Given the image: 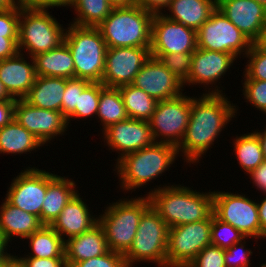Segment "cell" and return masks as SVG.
<instances>
[{
  "mask_svg": "<svg viewBox=\"0 0 266 267\" xmlns=\"http://www.w3.org/2000/svg\"><path fill=\"white\" fill-rule=\"evenodd\" d=\"M135 2L137 6L152 14H162L166 12L165 10L170 5L171 0H135Z\"/></svg>",
  "mask_w": 266,
  "mask_h": 267,
  "instance_id": "cell-47",
  "label": "cell"
},
{
  "mask_svg": "<svg viewBox=\"0 0 266 267\" xmlns=\"http://www.w3.org/2000/svg\"><path fill=\"white\" fill-rule=\"evenodd\" d=\"M96 117L101 122V131L112 124L125 121L129 118L118 88L105 87L100 92Z\"/></svg>",
  "mask_w": 266,
  "mask_h": 267,
  "instance_id": "cell-34",
  "label": "cell"
},
{
  "mask_svg": "<svg viewBox=\"0 0 266 267\" xmlns=\"http://www.w3.org/2000/svg\"><path fill=\"white\" fill-rule=\"evenodd\" d=\"M20 3L11 9L0 11V36L18 37Z\"/></svg>",
  "mask_w": 266,
  "mask_h": 267,
  "instance_id": "cell-44",
  "label": "cell"
},
{
  "mask_svg": "<svg viewBox=\"0 0 266 267\" xmlns=\"http://www.w3.org/2000/svg\"><path fill=\"white\" fill-rule=\"evenodd\" d=\"M76 183L71 178L57 175L48 185L45 200L41 208V223L51 225L66 204L78 192Z\"/></svg>",
  "mask_w": 266,
  "mask_h": 267,
  "instance_id": "cell-27",
  "label": "cell"
},
{
  "mask_svg": "<svg viewBox=\"0 0 266 267\" xmlns=\"http://www.w3.org/2000/svg\"><path fill=\"white\" fill-rule=\"evenodd\" d=\"M168 232V225L150 206L141 216L132 245L123 254L126 266L152 262L166 267Z\"/></svg>",
  "mask_w": 266,
  "mask_h": 267,
  "instance_id": "cell-8",
  "label": "cell"
},
{
  "mask_svg": "<svg viewBox=\"0 0 266 267\" xmlns=\"http://www.w3.org/2000/svg\"><path fill=\"white\" fill-rule=\"evenodd\" d=\"M105 88L102 83H90L82 92L79 94L78 108L67 118L68 125L74 118L79 121L86 118H93L97 115L100 92Z\"/></svg>",
  "mask_w": 266,
  "mask_h": 267,
  "instance_id": "cell-35",
  "label": "cell"
},
{
  "mask_svg": "<svg viewBox=\"0 0 266 267\" xmlns=\"http://www.w3.org/2000/svg\"><path fill=\"white\" fill-rule=\"evenodd\" d=\"M31 252L25 257L35 258H65V241L49 225H43L38 231L26 238ZM30 240V241H29Z\"/></svg>",
  "mask_w": 266,
  "mask_h": 267,
  "instance_id": "cell-30",
  "label": "cell"
},
{
  "mask_svg": "<svg viewBox=\"0 0 266 267\" xmlns=\"http://www.w3.org/2000/svg\"><path fill=\"white\" fill-rule=\"evenodd\" d=\"M197 49L196 31L182 23L154 14L150 54L193 53Z\"/></svg>",
  "mask_w": 266,
  "mask_h": 267,
  "instance_id": "cell-17",
  "label": "cell"
},
{
  "mask_svg": "<svg viewBox=\"0 0 266 267\" xmlns=\"http://www.w3.org/2000/svg\"><path fill=\"white\" fill-rule=\"evenodd\" d=\"M132 85L142 89L156 101L173 99L183 94V82L177 78L159 59L150 58L136 74Z\"/></svg>",
  "mask_w": 266,
  "mask_h": 267,
  "instance_id": "cell-19",
  "label": "cell"
},
{
  "mask_svg": "<svg viewBox=\"0 0 266 267\" xmlns=\"http://www.w3.org/2000/svg\"><path fill=\"white\" fill-rule=\"evenodd\" d=\"M247 176L253 181V186L261 193H266V161H264L259 167L252 170Z\"/></svg>",
  "mask_w": 266,
  "mask_h": 267,
  "instance_id": "cell-49",
  "label": "cell"
},
{
  "mask_svg": "<svg viewBox=\"0 0 266 267\" xmlns=\"http://www.w3.org/2000/svg\"><path fill=\"white\" fill-rule=\"evenodd\" d=\"M231 102L226 94L191 96L189 123L181 143L177 146L178 155L183 157L184 163H200L203 155L206 156L209 148L211 150L232 118H237L238 105Z\"/></svg>",
  "mask_w": 266,
  "mask_h": 267,
  "instance_id": "cell-1",
  "label": "cell"
},
{
  "mask_svg": "<svg viewBox=\"0 0 266 267\" xmlns=\"http://www.w3.org/2000/svg\"><path fill=\"white\" fill-rule=\"evenodd\" d=\"M113 7H128L136 5L135 0H109Z\"/></svg>",
  "mask_w": 266,
  "mask_h": 267,
  "instance_id": "cell-57",
  "label": "cell"
},
{
  "mask_svg": "<svg viewBox=\"0 0 266 267\" xmlns=\"http://www.w3.org/2000/svg\"><path fill=\"white\" fill-rule=\"evenodd\" d=\"M167 184L155 186L144 195L169 228L208 219L213 214V191L199 192L183 184Z\"/></svg>",
  "mask_w": 266,
  "mask_h": 267,
  "instance_id": "cell-2",
  "label": "cell"
},
{
  "mask_svg": "<svg viewBox=\"0 0 266 267\" xmlns=\"http://www.w3.org/2000/svg\"><path fill=\"white\" fill-rule=\"evenodd\" d=\"M258 131L259 130L257 129L254 132L256 133V135L259 138L261 149H262V152H263V158H264V161H266V127H265L264 130L262 129L259 132Z\"/></svg>",
  "mask_w": 266,
  "mask_h": 267,
  "instance_id": "cell-54",
  "label": "cell"
},
{
  "mask_svg": "<svg viewBox=\"0 0 266 267\" xmlns=\"http://www.w3.org/2000/svg\"><path fill=\"white\" fill-rule=\"evenodd\" d=\"M0 267H4V261L0 262Z\"/></svg>",
  "mask_w": 266,
  "mask_h": 267,
  "instance_id": "cell-60",
  "label": "cell"
},
{
  "mask_svg": "<svg viewBox=\"0 0 266 267\" xmlns=\"http://www.w3.org/2000/svg\"><path fill=\"white\" fill-rule=\"evenodd\" d=\"M127 115L131 119L149 121L157 101L132 84L118 87Z\"/></svg>",
  "mask_w": 266,
  "mask_h": 267,
  "instance_id": "cell-32",
  "label": "cell"
},
{
  "mask_svg": "<svg viewBox=\"0 0 266 267\" xmlns=\"http://www.w3.org/2000/svg\"><path fill=\"white\" fill-rule=\"evenodd\" d=\"M9 243L5 239V237L0 232V262L6 260L12 253H8V245Z\"/></svg>",
  "mask_w": 266,
  "mask_h": 267,
  "instance_id": "cell-52",
  "label": "cell"
},
{
  "mask_svg": "<svg viewBox=\"0 0 266 267\" xmlns=\"http://www.w3.org/2000/svg\"><path fill=\"white\" fill-rule=\"evenodd\" d=\"M16 100L0 101V128L6 126L14 119Z\"/></svg>",
  "mask_w": 266,
  "mask_h": 267,
  "instance_id": "cell-50",
  "label": "cell"
},
{
  "mask_svg": "<svg viewBox=\"0 0 266 267\" xmlns=\"http://www.w3.org/2000/svg\"><path fill=\"white\" fill-rule=\"evenodd\" d=\"M48 10L49 8L27 7L20 2L19 52H26L25 55L29 54L33 58L64 42L67 27L64 28Z\"/></svg>",
  "mask_w": 266,
  "mask_h": 267,
  "instance_id": "cell-6",
  "label": "cell"
},
{
  "mask_svg": "<svg viewBox=\"0 0 266 267\" xmlns=\"http://www.w3.org/2000/svg\"><path fill=\"white\" fill-rule=\"evenodd\" d=\"M36 76L75 78L74 62L68 46L59 47L33 57Z\"/></svg>",
  "mask_w": 266,
  "mask_h": 267,
  "instance_id": "cell-28",
  "label": "cell"
},
{
  "mask_svg": "<svg viewBox=\"0 0 266 267\" xmlns=\"http://www.w3.org/2000/svg\"><path fill=\"white\" fill-rule=\"evenodd\" d=\"M250 237H245L240 242L235 243L230 248L225 250L224 261L226 267H250L252 263L250 256H253V251L250 248H245Z\"/></svg>",
  "mask_w": 266,
  "mask_h": 267,
  "instance_id": "cell-41",
  "label": "cell"
},
{
  "mask_svg": "<svg viewBox=\"0 0 266 267\" xmlns=\"http://www.w3.org/2000/svg\"><path fill=\"white\" fill-rule=\"evenodd\" d=\"M44 146L31 132L14 119L0 128V154H29ZM29 152V153H28Z\"/></svg>",
  "mask_w": 266,
  "mask_h": 267,
  "instance_id": "cell-29",
  "label": "cell"
},
{
  "mask_svg": "<svg viewBox=\"0 0 266 267\" xmlns=\"http://www.w3.org/2000/svg\"><path fill=\"white\" fill-rule=\"evenodd\" d=\"M69 7L76 15L70 23L85 27H98L114 8L109 0H72Z\"/></svg>",
  "mask_w": 266,
  "mask_h": 267,
  "instance_id": "cell-31",
  "label": "cell"
},
{
  "mask_svg": "<svg viewBox=\"0 0 266 267\" xmlns=\"http://www.w3.org/2000/svg\"><path fill=\"white\" fill-rule=\"evenodd\" d=\"M80 194L74 195L50 225L64 241L89 231L99 223L98 215H93Z\"/></svg>",
  "mask_w": 266,
  "mask_h": 267,
  "instance_id": "cell-22",
  "label": "cell"
},
{
  "mask_svg": "<svg viewBox=\"0 0 266 267\" xmlns=\"http://www.w3.org/2000/svg\"><path fill=\"white\" fill-rule=\"evenodd\" d=\"M197 48L230 53L240 58L250 50L252 42L217 8L196 31Z\"/></svg>",
  "mask_w": 266,
  "mask_h": 267,
  "instance_id": "cell-11",
  "label": "cell"
},
{
  "mask_svg": "<svg viewBox=\"0 0 266 267\" xmlns=\"http://www.w3.org/2000/svg\"><path fill=\"white\" fill-rule=\"evenodd\" d=\"M19 3L20 0H0V11L16 7Z\"/></svg>",
  "mask_w": 266,
  "mask_h": 267,
  "instance_id": "cell-56",
  "label": "cell"
},
{
  "mask_svg": "<svg viewBox=\"0 0 266 267\" xmlns=\"http://www.w3.org/2000/svg\"><path fill=\"white\" fill-rule=\"evenodd\" d=\"M14 120L31 132L43 145L62 137L70 127L62 112L37 108L23 99H16Z\"/></svg>",
  "mask_w": 266,
  "mask_h": 267,
  "instance_id": "cell-15",
  "label": "cell"
},
{
  "mask_svg": "<svg viewBox=\"0 0 266 267\" xmlns=\"http://www.w3.org/2000/svg\"><path fill=\"white\" fill-rule=\"evenodd\" d=\"M242 92L247 103L262 113L266 111V81L243 79ZM244 81V82H243Z\"/></svg>",
  "mask_w": 266,
  "mask_h": 267,
  "instance_id": "cell-40",
  "label": "cell"
},
{
  "mask_svg": "<svg viewBox=\"0 0 266 267\" xmlns=\"http://www.w3.org/2000/svg\"><path fill=\"white\" fill-rule=\"evenodd\" d=\"M26 56L18 52L12 57L0 60V80L14 99H23L34 85L36 78L34 59ZM27 58H31L30 62Z\"/></svg>",
  "mask_w": 266,
  "mask_h": 267,
  "instance_id": "cell-21",
  "label": "cell"
},
{
  "mask_svg": "<svg viewBox=\"0 0 266 267\" xmlns=\"http://www.w3.org/2000/svg\"><path fill=\"white\" fill-rule=\"evenodd\" d=\"M255 1L263 4L266 7V0H255Z\"/></svg>",
  "mask_w": 266,
  "mask_h": 267,
  "instance_id": "cell-59",
  "label": "cell"
},
{
  "mask_svg": "<svg viewBox=\"0 0 266 267\" xmlns=\"http://www.w3.org/2000/svg\"><path fill=\"white\" fill-rule=\"evenodd\" d=\"M102 135L104 146L119 154L116 160L114 159L116 163L125 155L139 151L155 142L149 121L131 118L108 126L102 131Z\"/></svg>",
  "mask_w": 266,
  "mask_h": 267,
  "instance_id": "cell-18",
  "label": "cell"
},
{
  "mask_svg": "<svg viewBox=\"0 0 266 267\" xmlns=\"http://www.w3.org/2000/svg\"><path fill=\"white\" fill-rule=\"evenodd\" d=\"M68 267H127L122 253L109 250L101 256L76 263H67Z\"/></svg>",
  "mask_w": 266,
  "mask_h": 267,
  "instance_id": "cell-43",
  "label": "cell"
},
{
  "mask_svg": "<svg viewBox=\"0 0 266 267\" xmlns=\"http://www.w3.org/2000/svg\"><path fill=\"white\" fill-rule=\"evenodd\" d=\"M56 176L55 173L28 166L13 178L5 194V200L21 210L36 215L41 221V208L47 185Z\"/></svg>",
  "mask_w": 266,
  "mask_h": 267,
  "instance_id": "cell-13",
  "label": "cell"
},
{
  "mask_svg": "<svg viewBox=\"0 0 266 267\" xmlns=\"http://www.w3.org/2000/svg\"><path fill=\"white\" fill-rule=\"evenodd\" d=\"M213 213L221 221L232 225L245 237L266 239L261 231L257 201L243 193L213 191Z\"/></svg>",
  "mask_w": 266,
  "mask_h": 267,
  "instance_id": "cell-9",
  "label": "cell"
},
{
  "mask_svg": "<svg viewBox=\"0 0 266 267\" xmlns=\"http://www.w3.org/2000/svg\"><path fill=\"white\" fill-rule=\"evenodd\" d=\"M254 44L259 48L266 49V20L262 26L260 35Z\"/></svg>",
  "mask_w": 266,
  "mask_h": 267,
  "instance_id": "cell-55",
  "label": "cell"
},
{
  "mask_svg": "<svg viewBox=\"0 0 266 267\" xmlns=\"http://www.w3.org/2000/svg\"><path fill=\"white\" fill-rule=\"evenodd\" d=\"M5 100H16L14 98H12L7 90L5 89L2 81L0 80V101H5Z\"/></svg>",
  "mask_w": 266,
  "mask_h": 267,
  "instance_id": "cell-58",
  "label": "cell"
},
{
  "mask_svg": "<svg viewBox=\"0 0 266 267\" xmlns=\"http://www.w3.org/2000/svg\"><path fill=\"white\" fill-rule=\"evenodd\" d=\"M42 226L43 224L36 215L11 205L5 199L1 203L0 232L8 243H12L13 237L25 240Z\"/></svg>",
  "mask_w": 266,
  "mask_h": 267,
  "instance_id": "cell-24",
  "label": "cell"
},
{
  "mask_svg": "<svg viewBox=\"0 0 266 267\" xmlns=\"http://www.w3.org/2000/svg\"><path fill=\"white\" fill-rule=\"evenodd\" d=\"M66 79L36 76L34 85L23 98L31 106L62 112V97Z\"/></svg>",
  "mask_w": 266,
  "mask_h": 267,
  "instance_id": "cell-26",
  "label": "cell"
},
{
  "mask_svg": "<svg viewBox=\"0 0 266 267\" xmlns=\"http://www.w3.org/2000/svg\"><path fill=\"white\" fill-rule=\"evenodd\" d=\"M217 9L252 43L266 20V7L255 0H217Z\"/></svg>",
  "mask_w": 266,
  "mask_h": 267,
  "instance_id": "cell-20",
  "label": "cell"
},
{
  "mask_svg": "<svg viewBox=\"0 0 266 267\" xmlns=\"http://www.w3.org/2000/svg\"><path fill=\"white\" fill-rule=\"evenodd\" d=\"M217 8V0H171L168 19L197 31Z\"/></svg>",
  "mask_w": 266,
  "mask_h": 267,
  "instance_id": "cell-25",
  "label": "cell"
},
{
  "mask_svg": "<svg viewBox=\"0 0 266 267\" xmlns=\"http://www.w3.org/2000/svg\"><path fill=\"white\" fill-rule=\"evenodd\" d=\"M153 16L137 5L114 7L97 28L107 48L151 47Z\"/></svg>",
  "mask_w": 266,
  "mask_h": 267,
  "instance_id": "cell-4",
  "label": "cell"
},
{
  "mask_svg": "<svg viewBox=\"0 0 266 267\" xmlns=\"http://www.w3.org/2000/svg\"><path fill=\"white\" fill-rule=\"evenodd\" d=\"M18 52V37L0 36V60L12 57Z\"/></svg>",
  "mask_w": 266,
  "mask_h": 267,
  "instance_id": "cell-46",
  "label": "cell"
},
{
  "mask_svg": "<svg viewBox=\"0 0 266 267\" xmlns=\"http://www.w3.org/2000/svg\"><path fill=\"white\" fill-rule=\"evenodd\" d=\"M151 56L159 59L183 83L188 79L193 53L151 54Z\"/></svg>",
  "mask_w": 266,
  "mask_h": 267,
  "instance_id": "cell-37",
  "label": "cell"
},
{
  "mask_svg": "<svg viewBox=\"0 0 266 267\" xmlns=\"http://www.w3.org/2000/svg\"><path fill=\"white\" fill-rule=\"evenodd\" d=\"M177 157L179 155L176 146L154 142L148 147L125 155L114 164L113 171L114 174L117 173L120 189L127 193L131 190L132 193L163 176Z\"/></svg>",
  "mask_w": 266,
  "mask_h": 267,
  "instance_id": "cell-3",
  "label": "cell"
},
{
  "mask_svg": "<svg viewBox=\"0 0 266 267\" xmlns=\"http://www.w3.org/2000/svg\"><path fill=\"white\" fill-rule=\"evenodd\" d=\"M247 60L243 71V79L266 81V49L252 43L250 50L244 56Z\"/></svg>",
  "mask_w": 266,
  "mask_h": 267,
  "instance_id": "cell-38",
  "label": "cell"
},
{
  "mask_svg": "<svg viewBox=\"0 0 266 267\" xmlns=\"http://www.w3.org/2000/svg\"><path fill=\"white\" fill-rule=\"evenodd\" d=\"M232 141L238 165L246 174L264 162L260 141L254 131L240 136L236 135Z\"/></svg>",
  "mask_w": 266,
  "mask_h": 267,
  "instance_id": "cell-33",
  "label": "cell"
},
{
  "mask_svg": "<svg viewBox=\"0 0 266 267\" xmlns=\"http://www.w3.org/2000/svg\"><path fill=\"white\" fill-rule=\"evenodd\" d=\"M210 234L211 216L169 228L166 267H187L198 253L211 245Z\"/></svg>",
  "mask_w": 266,
  "mask_h": 267,
  "instance_id": "cell-10",
  "label": "cell"
},
{
  "mask_svg": "<svg viewBox=\"0 0 266 267\" xmlns=\"http://www.w3.org/2000/svg\"><path fill=\"white\" fill-rule=\"evenodd\" d=\"M91 82L80 78L66 79V88L62 97V113L68 118L78 108L79 94Z\"/></svg>",
  "mask_w": 266,
  "mask_h": 267,
  "instance_id": "cell-39",
  "label": "cell"
},
{
  "mask_svg": "<svg viewBox=\"0 0 266 267\" xmlns=\"http://www.w3.org/2000/svg\"><path fill=\"white\" fill-rule=\"evenodd\" d=\"M64 43L74 62L75 78L101 83L107 45L97 27L68 24Z\"/></svg>",
  "mask_w": 266,
  "mask_h": 267,
  "instance_id": "cell-7",
  "label": "cell"
},
{
  "mask_svg": "<svg viewBox=\"0 0 266 267\" xmlns=\"http://www.w3.org/2000/svg\"><path fill=\"white\" fill-rule=\"evenodd\" d=\"M224 255V249L209 245L198 253L187 267H226Z\"/></svg>",
  "mask_w": 266,
  "mask_h": 267,
  "instance_id": "cell-42",
  "label": "cell"
},
{
  "mask_svg": "<svg viewBox=\"0 0 266 267\" xmlns=\"http://www.w3.org/2000/svg\"><path fill=\"white\" fill-rule=\"evenodd\" d=\"M109 251L103 227L98 223L80 235L66 239V263H76L104 255Z\"/></svg>",
  "mask_w": 266,
  "mask_h": 267,
  "instance_id": "cell-23",
  "label": "cell"
},
{
  "mask_svg": "<svg viewBox=\"0 0 266 267\" xmlns=\"http://www.w3.org/2000/svg\"><path fill=\"white\" fill-rule=\"evenodd\" d=\"M260 267H266V261L264 264L262 263V265H260Z\"/></svg>",
  "mask_w": 266,
  "mask_h": 267,
  "instance_id": "cell-61",
  "label": "cell"
},
{
  "mask_svg": "<svg viewBox=\"0 0 266 267\" xmlns=\"http://www.w3.org/2000/svg\"><path fill=\"white\" fill-rule=\"evenodd\" d=\"M211 245L228 249L245 236L232 225L218 219L214 213L211 215Z\"/></svg>",
  "mask_w": 266,
  "mask_h": 267,
  "instance_id": "cell-36",
  "label": "cell"
},
{
  "mask_svg": "<svg viewBox=\"0 0 266 267\" xmlns=\"http://www.w3.org/2000/svg\"><path fill=\"white\" fill-rule=\"evenodd\" d=\"M262 195L265 197H263L261 201H257V207L261 231L266 235V193Z\"/></svg>",
  "mask_w": 266,
  "mask_h": 267,
  "instance_id": "cell-51",
  "label": "cell"
},
{
  "mask_svg": "<svg viewBox=\"0 0 266 267\" xmlns=\"http://www.w3.org/2000/svg\"><path fill=\"white\" fill-rule=\"evenodd\" d=\"M151 206L147 195L120 198L109 203L100 214L99 224L103 227L108 249L124 254L132 245L143 213ZM104 213V214H103Z\"/></svg>",
  "mask_w": 266,
  "mask_h": 267,
  "instance_id": "cell-5",
  "label": "cell"
},
{
  "mask_svg": "<svg viewBox=\"0 0 266 267\" xmlns=\"http://www.w3.org/2000/svg\"><path fill=\"white\" fill-rule=\"evenodd\" d=\"M26 267H68L65 258L20 257Z\"/></svg>",
  "mask_w": 266,
  "mask_h": 267,
  "instance_id": "cell-45",
  "label": "cell"
},
{
  "mask_svg": "<svg viewBox=\"0 0 266 267\" xmlns=\"http://www.w3.org/2000/svg\"><path fill=\"white\" fill-rule=\"evenodd\" d=\"M4 267H26L23 261L18 257V254L14 256L11 254L6 260H4Z\"/></svg>",
  "mask_w": 266,
  "mask_h": 267,
  "instance_id": "cell-53",
  "label": "cell"
},
{
  "mask_svg": "<svg viewBox=\"0 0 266 267\" xmlns=\"http://www.w3.org/2000/svg\"><path fill=\"white\" fill-rule=\"evenodd\" d=\"M191 114V96L182 94L157 101L149 124L155 142L178 146L185 134Z\"/></svg>",
  "mask_w": 266,
  "mask_h": 267,
  "instance_id": "cell-12",
  "label": "cell"
},
{
  "mask_svg": "<svg viewBox=\"0 0 266 267\" xmlns=\"http://www.w3.org/2000/svg\"><path fill=\"white\" fill-rule=\"evenodd\" d=\"M150 56V47L107 48L101 83L110 88L132 84Z\"/></svg>",
  "mask_w": 266,
  "mask_h": 267,
  "instance_id": "cell-14",
  "label": "cell"
},
{
  "mask_svg": "<svg viewBox=\"0 0 266 267\" xmlns=\"http://www.w3.org/2000/svg\"><path fill=\"white\" fill-rule=\"evenodd\" d=\"M20 2L27 7L35 8H54L67 7L71 5L72 0H20Z\"/></svg>",
  "mask_w": 266,
  "mask_h": 267,
  "instance_id": "cell-48",
  "label": "cell"
},
{
  "mask_svg": "<svg viewBox=\"0 0 266 267\" xmlns=\"http://www.w3.org/2000/svg\"><path fill=\"white\" fill-rule=\"evenodd\" d=\"M236 58L230 53L197 48L193 52L191 72L188 79L183 83L184 87L187 85H193L192 87L194 85H204L203 88L208 90L203 94H223V90L220 89L223 87L216 84L222 76L224 78L227 75L226 72L230 71L229 69L234 65V61L237 62Z\"/></svg>",
  "mask_w": 266,
  "mask_h": 267,
  "instance_id": "cell-16",
  "label": "cell"
}]
</instances>
